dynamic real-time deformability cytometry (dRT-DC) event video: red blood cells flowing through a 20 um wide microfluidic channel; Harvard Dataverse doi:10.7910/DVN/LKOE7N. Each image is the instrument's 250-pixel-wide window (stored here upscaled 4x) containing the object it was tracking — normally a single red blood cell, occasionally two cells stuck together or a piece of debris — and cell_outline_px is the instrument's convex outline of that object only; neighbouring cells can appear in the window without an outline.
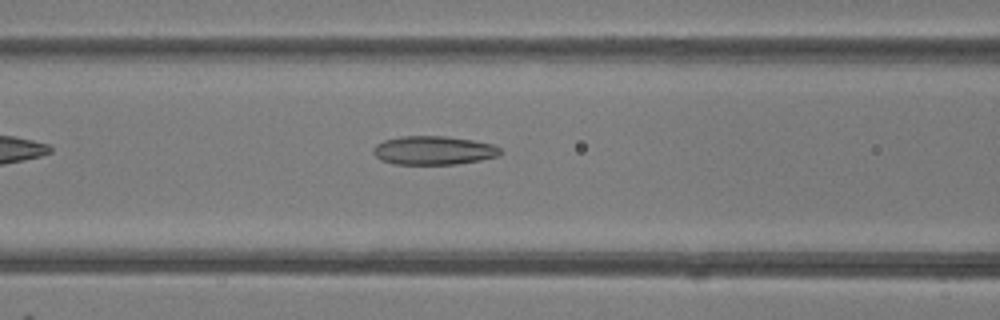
{"species": "common noctule bat (a hibernating species)", "species_latin": "Nyctalus noctula", "temperature_condition": "room temperature", "stored_images_in_passage": 34, "camera_frame_rate_fps": 3000, "um_per_image_px": 0.085, "animal": {"sex": "female"}, "frame": {"image": 1, "passage_image": 5, "time_ms": 1.333, "image_size_px": [1000, 320], "cell_outline_px": [[500, 156], [480, 160], [456, 164], [396, 164], [380, 160], [372, 152], [372, 148], [376, 144], [384, 140], [400, 136], [444, 136], [472, 140], [492, 144], [500, 148]], "centroid_in_image_um": [36.83, 12.78], "position_along_channel_um": 129.8, "area_um2": 21.27}}
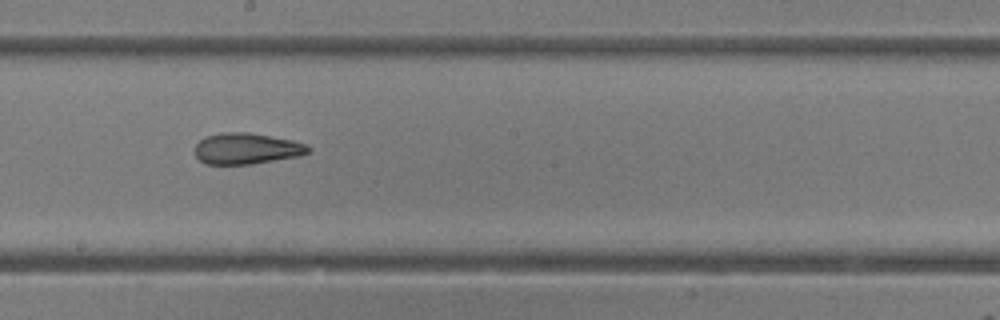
{"frame": {"image": 2, "passage_image": 12, "time_ms": 3.667, "image_size_px": [1000, 320], "cell_outline_px": [[312, 148], [308, 152], [300, 156], [252, 164], [204, 164], [196, 156], [196, 144], [200, 140], [208, 136], [224, 132], [248, 132], [292, 140], [308, 144]], "centroid_in_image_um": [21.0, 12.63], "position_along_channel_um": 227.2, "area_um2": 20.52}}
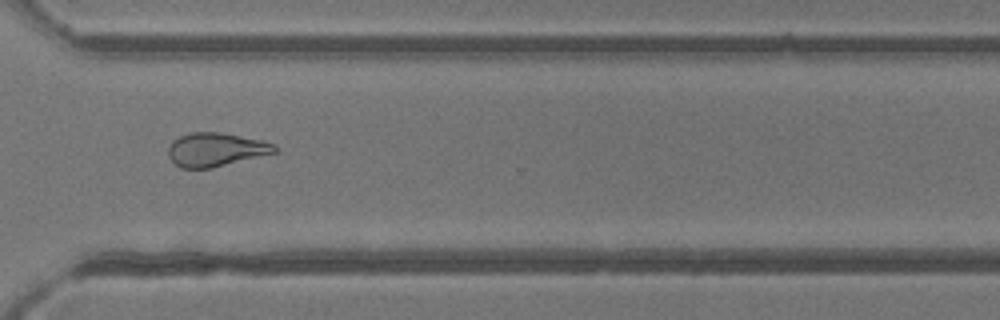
{"frame": {"image": 3, "passage_image": 21, "time_ms": 6.667, "image_size_px": [1000, 320], "cell_outline_px": [[280, 148], [276, 152], [212, 168], [180, 168], [168, 156], [168, 148], [172, 140], [180, 136], [192, 132], [220, 132], [260, 140], [276, 144]], "centroid_in_image_um": [18.34, 12.71], "position_along_channel_um": 352.3, "area_um2": 20.81}, "authors_computed_cell_mechanics": {"area_um2": 21.5016, "velocity_mm_per_s": 4.1727, "shape_relaxation_time_tau1_ms": null, "shape_relaxation_time_tau2_ms": 1.8659, "deformation_change_tau1": null, "deformation_change_tau2": 0.098}}